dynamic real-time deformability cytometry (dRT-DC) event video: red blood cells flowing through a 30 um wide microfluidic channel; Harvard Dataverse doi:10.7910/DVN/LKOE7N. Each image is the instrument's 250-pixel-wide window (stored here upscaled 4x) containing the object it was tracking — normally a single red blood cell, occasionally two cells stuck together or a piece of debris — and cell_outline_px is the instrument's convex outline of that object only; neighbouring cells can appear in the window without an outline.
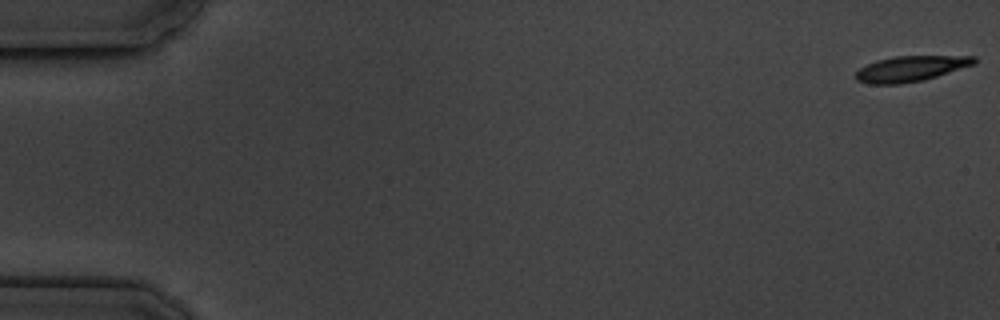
{"species": "common noctule bat (a hibernating species)", "species_latin": "Nyctalus noctula", "temperature_condition": "cold", "stored_images_in_passage": 5, "camera_frame_rate_fps": 3000, "um_per_image_px": 0.085, "animal": {"sex": "male", "body_mass_g": 19.5, "forearm_length_mm": 54.6}, "frame": {"image": 1, "passage_image": 1, "time_ms": 0.0, "image_size_px": [1000, 320], "cell_outline_px": [[976, 64], [924, 80], [900, 84], [868, 84], [856, 80], [856, 72], [860, 68], [876, 60], [896, 56], [976, 56]], "centroid_in_image_um": [77.42, 5.84], "position_along_channel_um": 7.6, "area_um2": 17.63}}